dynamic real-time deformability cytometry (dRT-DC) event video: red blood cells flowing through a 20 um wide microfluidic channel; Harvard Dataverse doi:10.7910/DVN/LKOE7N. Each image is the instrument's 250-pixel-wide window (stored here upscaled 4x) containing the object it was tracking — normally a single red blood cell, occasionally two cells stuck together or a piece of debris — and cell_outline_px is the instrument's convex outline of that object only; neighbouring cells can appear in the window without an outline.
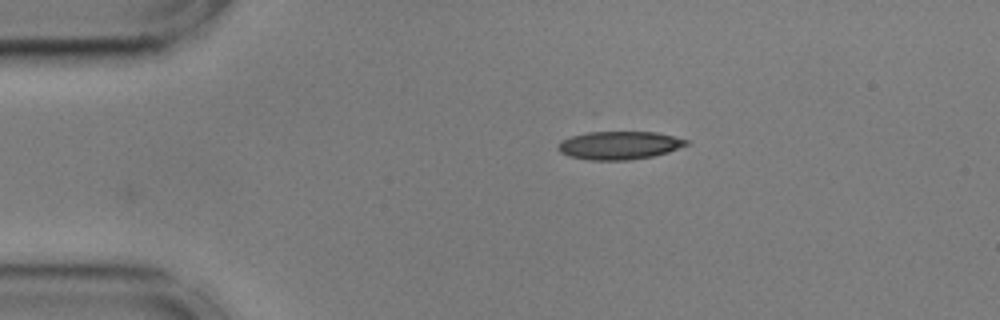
{"species": "common noctule bat (a hibernating species)", "species_latin": "Nyctalus noctula", "temperature_condition": "cold", "stored_images_in_passage": 35, "camera_frame_rate_fps": 3000, "um_per_image_px": 0.085, "animal": {"sex": "male", "body_mass_g": 17.9, "forearm_length_mm": 54.2}, "frame": {"image": 1, "passage_image": 1, "time_ms": 0.0, "image_size_px": [1000, 320], "cell_outline_px": [[688, 144], [668, 152], [652, 156], [628, 160], [588, 160], [568, 156], [560, 152], [556, 148], [556, 144], [560, 140], [572, 136], [588, 132], [656, 132], [688, 140]], "centroid_in_image_um": [52.57, 12.35], "position_along_channel_um": 32.4, "area_um2": 21.04}}
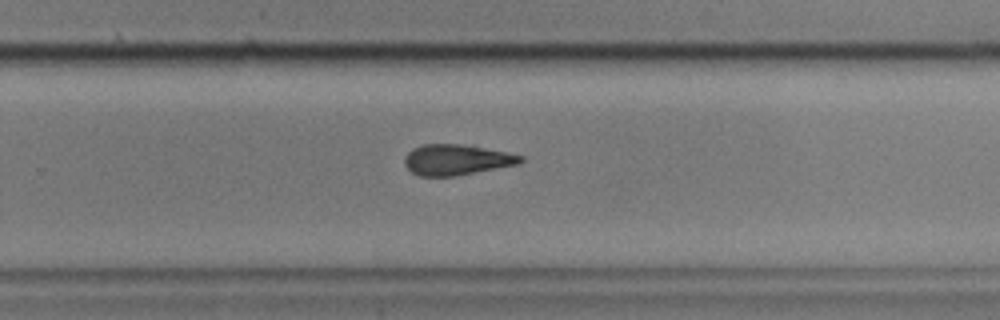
{"frame": {"image": 2, "passage_image": 26, "time_ms": 8.333, "image_size_px": [1000, 320], "cell_outline_px": [[524, 160], [520, 164], [456, 176], [420, 176], [412, 172], [404, 164], [404, 156], [412, 148], [424, 144], [460, 144], [508, 152], [524, 156]], "centroid_in_image_um": [38.82, 13.58], "position_along_channel_um": 291.0, "area_um2": 20.81}}
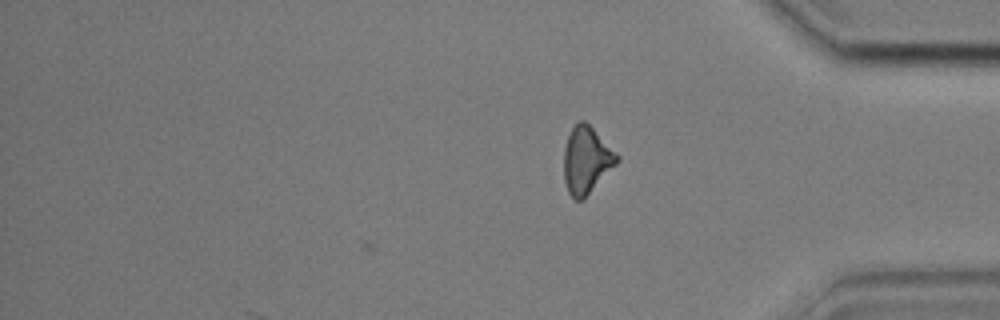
{"frame": {"image": 3, "passage_image": 35, "time_ms": 11.333, "image_size_px": [1000, 320], "cell_outline_px": [[620, 160], [584, 200], [576, 200], [568, 192], [564, 180], [564, 148], [568, 136], [572, 128], [580, 120], [584, 120], [620, 156]], "centroid_in_image_um": [49.85, 13.64], "position_along_channel_um": 385.4, "area_um2": 20.63}, "authors_computed_cell_mechanics": {"area_um2": 21.5016, "velocity_mm_per_s": 3.6092, "shape_relaxation_time_tau1_ms": 3.6531, "shape_relaxation_time_tau2_ms": 3.3014, "deformation_change_tau1": 0.1427, "deformation_change_tau2": 0.1329}}